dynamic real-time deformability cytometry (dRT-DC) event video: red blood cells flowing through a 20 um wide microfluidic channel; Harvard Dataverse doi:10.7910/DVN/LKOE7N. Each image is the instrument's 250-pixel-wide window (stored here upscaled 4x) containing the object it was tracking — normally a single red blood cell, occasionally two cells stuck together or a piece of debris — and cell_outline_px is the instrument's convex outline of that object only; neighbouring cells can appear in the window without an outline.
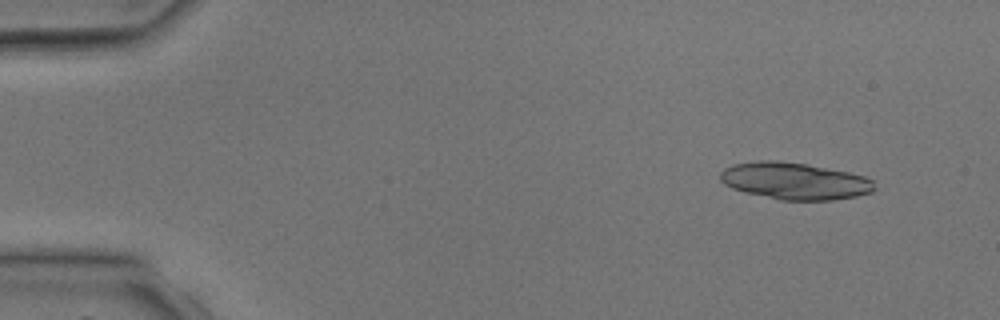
{"species": "common noctule bat (a hibernating species)", "species_latin": "Nyctalus noctula", "temperature_condition": "room temperature", "stored_images_in_passage": 4, "segment_of_instrument_passage": [2, 2], "camera_frame_rate_fps": 3000, "um_per_image_px": 0.085, "animal": {"sex": "male", "body_mass_g": 17.9, "forearm_length_mm": 54.2}, "frame": {"image": 1, "passage_image": 4, "time_ms": 3.333, "image_size_px": [1000, 320], "cell_outline_px": [[876, 188], [872, 192], [856, 196], [832, 200], [780, 200], [744, 192], [732, 188], [724, 184], [720, 180], [720, 172], [724, 168], [732, 164], [756, 160], [776, 160], [808, 164], [848, 172], [864, 176], [872, 180]], "centroid_in_image_um": [67.52, 15.38], "position_along_channel_um": 17.5, "area_um2": 33.41}}